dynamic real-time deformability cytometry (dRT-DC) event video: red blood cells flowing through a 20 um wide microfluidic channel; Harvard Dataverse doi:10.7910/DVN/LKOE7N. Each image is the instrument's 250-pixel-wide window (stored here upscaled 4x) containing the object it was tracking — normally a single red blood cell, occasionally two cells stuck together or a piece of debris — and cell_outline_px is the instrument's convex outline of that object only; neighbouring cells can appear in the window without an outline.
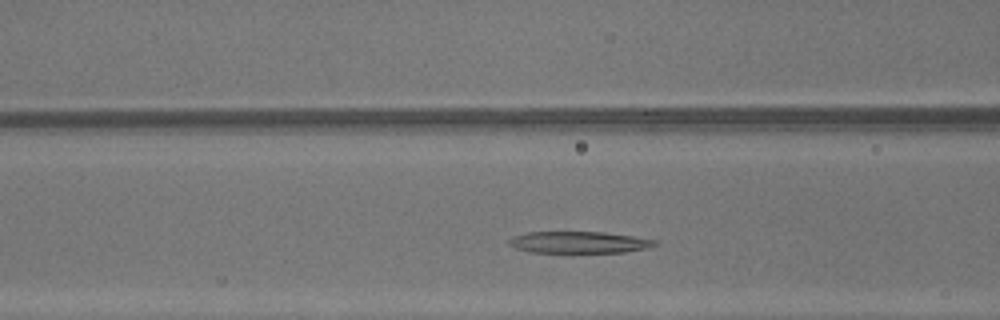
{"species": "common noctule bat (a hibernating species)", "species_latin": "Nyctalus noctula", "temperature_condition": "warm", "stored_images_in_passage": 26, "camera_frame_rate_fps": 3000, "um_per_image_px": 0.085, "animal": {"sex": "male", "body_mass_g": 13.3}, "frame": {"image": 1, "passage_image": 7, "time_ms": 2.0, "image_size_px": [1000, 320], "cell_outline_px": [[660, 244], [648, 248], [624, 252], [532, 252], [516, 248], [508, 244], [508, 240], [512, 236], [528, 232], [604, 232], [660, 240]], "centroid_in_image_um": [49.27, 20.59], "position_along_channel_um": 117.3, "area_um2": 18.5}}
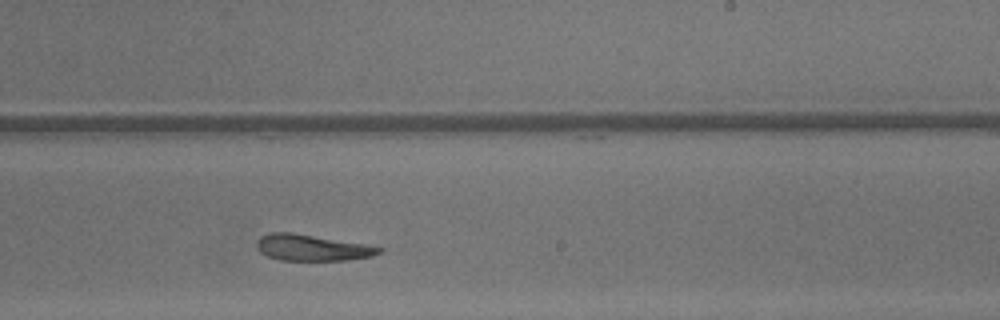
{"frame": {"image": 2, "passage_image": 17, "time_ms": 5.333, "image_size_px": [1000, 320], "cell_outline_px": [[384, 252], [372, 256], [348, 260], [280, 260], [268, 256], [260, 252], [256, 248], [256, 240], [260, 236], [268, 232], [292, 232], [368, 244], [384, 248]], "centroid_in_image_um": [26.54, 21.04], "position_along_channel_um": 262.5, "area_um2": 19.02}}
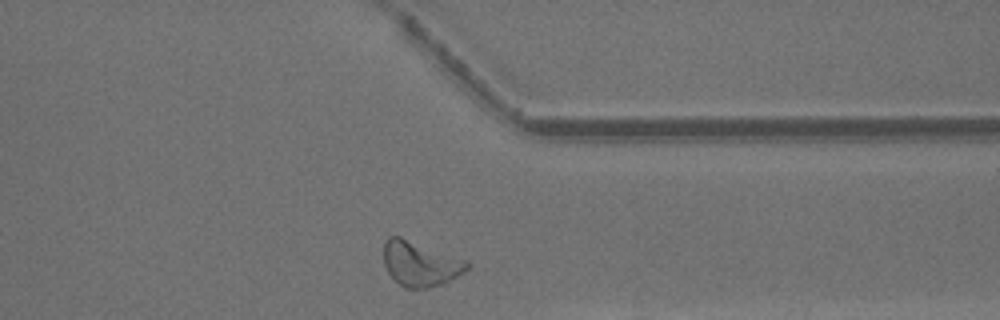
{"frame": {"image": 3, "passage_image": 25, "time_ms": 8.0, "image_size_px": [1000, 320], "cell_outline_px": [[472, 264], [464, 272], [444, 284], [428, 288], [408, 288], [400, 284], [388, 272], [384, 264], [384, 244], [388, 236], [400, 236], [468, 260]], "centroid_in_image_um": [35.76, 22.41], "position_along_channel_um": 375.6, "area_um2": 21.91}, "authors_computed_cell_mechanics": {"area_um2": 19.4497, "velocity_mm_per_s": 4.3661, "shape_relaxation_time_tau1_ms": 3.547, "shape_relaxation_time_tau2_ms": 4.2853, "deformation_change_tau1": 0.1893, "deformation_change_tau2": 0.1752}}